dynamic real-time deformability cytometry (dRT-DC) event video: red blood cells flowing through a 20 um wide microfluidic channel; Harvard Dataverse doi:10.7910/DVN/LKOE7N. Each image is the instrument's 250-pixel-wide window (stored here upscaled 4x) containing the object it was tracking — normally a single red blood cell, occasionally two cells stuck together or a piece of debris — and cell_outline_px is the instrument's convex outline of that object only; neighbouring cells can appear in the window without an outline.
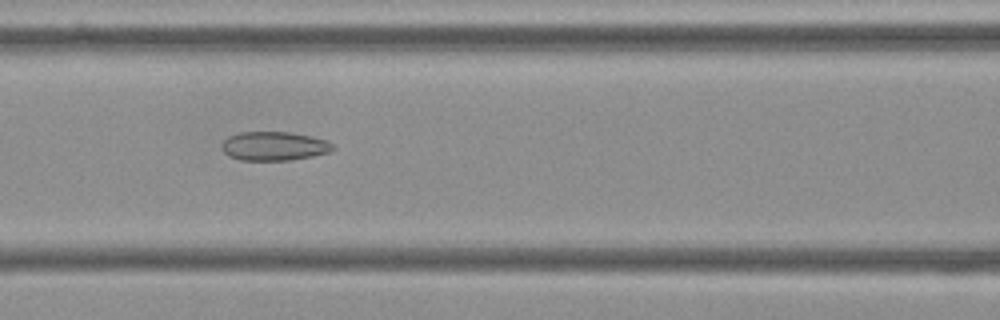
{"species": "Egyptian fruit bat (a non-hibernating species)", "species_latin": "Rousettus aegyptiacus", "temperature_condition": "cold", "stored_images_in_passage": 43, "camera_frame_rate_fps": 3000, "um_per_image_px": 0.085, "frame": {"image": 1, "passage_image": 11, "time_ms": 3.333, "image_size_px": [1000, 320], "cell_outline_px": [[336, 148], [328, 152], [312, 156], [288, 160], [240, 160], [228, 156], [224, 152], [220, 144], [228, 136], [240, 132], [288, 132], [312, 136], [328, 140]], "centroid_in_image_um": [23.28, 12.41], "position_along_channel_um": 143.3, "area_um2": 18.79}}
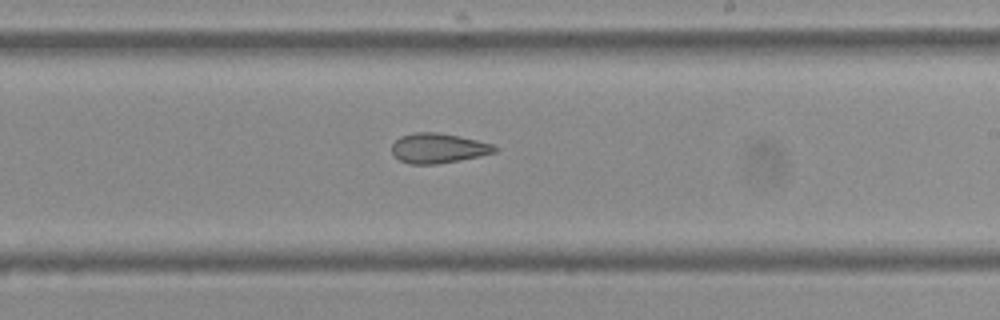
{"frame": {"image": 2, "passage_image": 20, "time_ms": 6.333, "image_size_px": [1000, 320], "cell_outline_px": [[496, 152], [480, 156], [460, 160], [436, 164], [408, 164], [400, 160], [392, 152], [392, 144], [400, 136], [416, 132], [440, 132], [476, 140], [492, 144], [496, 148]], "centroid_in_image_um": [37.23, 12.59], "position_along_channel_um": 251.8, "area_um2": 17.8}}
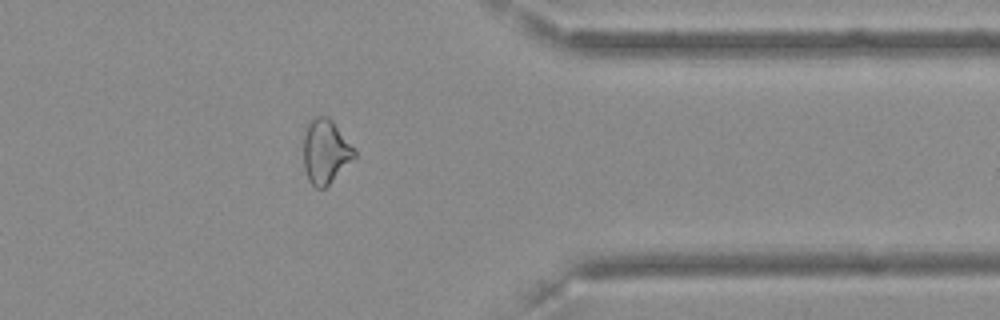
{"frame": {"image": 3, "passage_image": 32, "time_ms": 10.333, "image_size_px": [1000, 320], "cell_outline_px": [[356, 156], [324, 188], [316, 188], [308, 180], [304, 168], [304, 136], [308, 120], [316, 116], [328, 116], [332, 120], [356, 148]], "centroid_in_image_um": [27.67, 12.84], "position_along_channel_um": 383.7, "area_um2": 19.07}, "authors_computed_cell_mechanics": {"area_um2": 19.074, "velocity_mm_per_s": 3.6198, "shape_relaxation_time_tau1_ms": null, "shape_relaxation_time_tau2_ms": 2.5207, "deformation_change_tau1": null, "deformation_change_tau2": 0.0985}}